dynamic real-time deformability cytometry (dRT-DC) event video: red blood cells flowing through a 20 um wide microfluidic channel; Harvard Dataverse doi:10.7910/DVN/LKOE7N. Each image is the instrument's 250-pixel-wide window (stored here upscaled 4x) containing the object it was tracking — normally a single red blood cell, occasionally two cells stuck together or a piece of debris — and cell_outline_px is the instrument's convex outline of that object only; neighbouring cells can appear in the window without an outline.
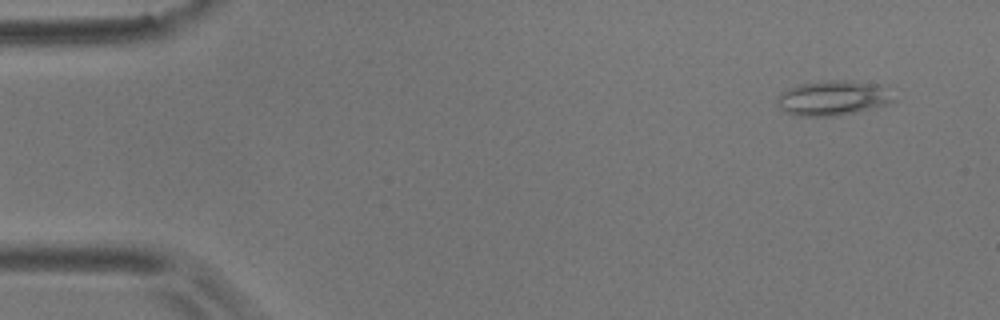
{"species": "common noctule bat (a hibernating species)", "species_latin": "Nyctalus noctula", "temperature_condition": "room temperature", "stored_images_in_passage": 6, "camera_frame_rate_fps": 3000, "um_per_image_px": 0.085, "animal": {"sex": "male", "body_mass_g": 17.9}, "frame": {"image": 1, "passage_image": 1, "time_ms": 0.0, "image_size_px": [1000, 320], "cell_outline_px": [[896, 100], [888, 104], [856, 112], [836, 116], [796, 116], [784, 112], [776, 104], [776, 100], [780, 92], [788, 88], [800, 84], [828, 80], [844, 80], [880, 84]], "centroid_in_image_um": [70.75, 8.34], "position_along_channel_um": 14.3, "area_um2": 23.76}}
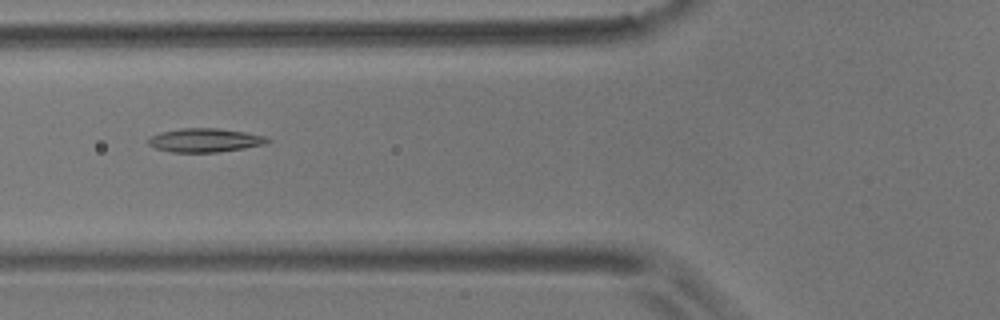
{"frame": {"image": 2, "passage_image": 6, "time_ms": 1.667, "image_size_px": [1000, 320], "cell_outline_px": [[272, 140], [264, 144], [244, 148], [216, 152], [172, 152], [156, 148], [148, 144], [144, 140], [160, 132], [180, 128], [216, 128], [244, 132], [268, 136]], "centroid_in_image_um": [17.41, 11.91], "position_along_channel_um": 108.4, "area_um2": 16.53}}